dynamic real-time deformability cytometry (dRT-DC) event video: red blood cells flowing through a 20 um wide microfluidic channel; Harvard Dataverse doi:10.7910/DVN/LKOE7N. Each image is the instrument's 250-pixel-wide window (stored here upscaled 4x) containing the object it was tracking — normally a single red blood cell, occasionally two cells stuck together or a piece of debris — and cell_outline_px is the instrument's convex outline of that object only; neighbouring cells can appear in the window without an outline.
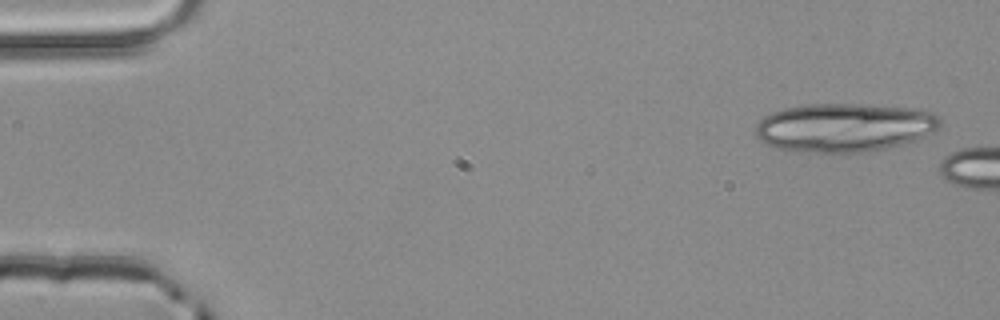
{"species": "common noctule bat (a hibernating species)", "species_latin": "Nyctalus noctula", "temperature_condition": "room temperature", "stored_images_in_passage": 2, "camera_frame_rate_fps": 3000, "um_per_image_px": 0.085, "animal": {"sex": "male", "body_mass_g": 20.4}, "frame": {"image": 1, "passage_image": 1, "time_ms": 0.0, "image_size_px": [1000, 320], "cell_outline_px": [[940, 128], [916, 140], [884, 148], [864, 152], [816, 152], [776, 148], [760, 140], [756, 136], [756, 124], [764, 116], [772, 112], [784, 108], [808, 104], [856, 104], [912, 108], [936, 112], [940, 116]], "centroid_in_image_um": [71.79, 10.82], "position_along_channel_um": 13.2, "area_um2": 52.14}}